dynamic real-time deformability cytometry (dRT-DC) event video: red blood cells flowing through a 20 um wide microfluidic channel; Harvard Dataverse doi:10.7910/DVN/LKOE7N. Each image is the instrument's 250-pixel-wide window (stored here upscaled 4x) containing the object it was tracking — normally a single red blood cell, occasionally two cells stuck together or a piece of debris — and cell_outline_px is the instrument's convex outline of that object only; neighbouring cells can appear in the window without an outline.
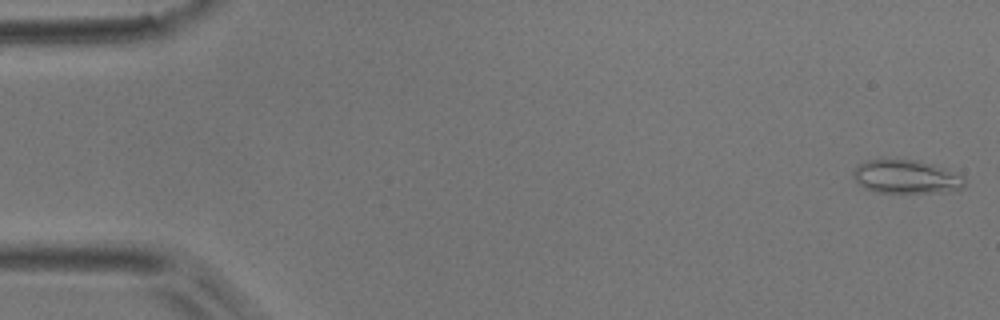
{"species": "common noctule bat (a hibernating species)", "species_latin": "Nyctalus noctula", "temperature_condition": "room temperature", "stored_images_in_passage": 14, "camera_frame_rate_fps": 3000, "um_per_image_px": 0.085, "animal": {"sex": "male", "body_mass_g": 17.9}, "frame": {"image": 1, "passage_image": 1, "time_ms": 0.0, "image_size_px": [1000, 320], "cell_outline_px": [[964, 188], [948, 192], [876, 192], [864, 188], [852, 176], [852, 172], [860, 164], [868, 160], [912, 160], [932, 164], [944, 168], [964, 176]], "centroid_in_image_um": [77.05, 15.04], "position_along_channel_um": 8.0, "area_um2": 21.5}}